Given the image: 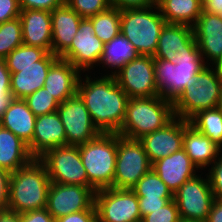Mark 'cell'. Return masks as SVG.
Instances as JSON below:
<instances>
[{
    "instance_id": "35",
    "label": "cell",
    "mask_w": 222,
    "mask_h": 222,
    "mask_svg": "<svg viewBox=\"0 0 222 222\" xmlns=\"http://www.w3.org/2000/svg\"><path fill=\"white\" fill-rule=\"evenodd\" d=\"M24 100L36 117L56 112L60 104L48 90L43 87L33 94L28 95Z\"/></svg>"
},
{
    "instance_id": "26",
    "label": "cell",
    "mask_w": 222,
    "mask_h": 222,
    "mask_svg": "<svg viewBox=\"0 0 222 222\" xmlns=\"http://www.w3.org/2000/svg\"><path fill=\"white\" fill-rule=\"evenodd\" d=\"M36 118L24 99L14 98L0 118V126L29 144L33 139Z\"/></svg>"
},
{
    "instance_id": "17",
    "label": "cell",
    "mask_w": 222,
    "mask_h": 222,
    "mask_svg": "<svg viewBox=\"0 0 222 222\" xmlns=\"http://www.w3.org/2000/svg\"><path fill=\"white\" fill-rule=\"evenodd\" d=\"M193 30L205 65L214 66L222 58V16L202 10Z\"/></svg>"
},
{
    "instance_id": "43",
    "label": "cell",
    "mask_w": 222,
    "mask_h": 222,
    "mask_svg": "<svg viewBox=\"0 0 222 222\" xmlns=\"http://www.w3.org/2000/svg\"><path fill=\"white\" fill-rule=\"evenodd\" d=\"M11 172L0 167V209H7Z\"/></svg>"
},
{
    "instance_id": "44",
    "label": "cell",
    "mask_w": 222,
    "mask_h": 222,
    "mask_svg": "<svg viewBox=\"0 0 222 222\" xmlns=\"http://www.w3.org/2000/svg\"><path fill=\"white\" fill-rule=\"evenodd\" d=\"M21 222H56L46 208L20 214Z\"/></svg>"
},
{
    "instance_id": "6",
    "label": "cell",
    "mask_w": 222,
    "mask_h": 222,
    "mask_svg": "<svg viewBox=\"0 0 222 222\" xmlns=\"http://www.w3.org/2000/svg\"><path fill=\"white\" fill-rule=\"evenodd\" d=\"M221 90L222 78L214 66L206 65L173 101L175 117L189 121L199 111L217 108Z\"/></svg>"
},
{
    "instance_id": "36",
    "label": "cell",
    "mask_w": 222,
    "mask_h": 222,
    "mask_svg": "<svg viewBox=\"0 0 222 222\" xmlns=\"http://www.w3.org/2000/svg\"><path fill=\"white\" fill-rule=\"evenodd\" d=\"M65 3L81 18H91L111 6V0H65Z\"/></svg>"
},
{
    "instance_id": "27",
    "label": "cell",
    "mask_w": 222,
    "mask_h": 222,
    "mask_svg": "<svg viewBox=\"0 0 222 222\" xmlns=\"http://www.w3.org/2000/svg\"><path fill=\"white\" fill-rule=\"evenodd\" d=\"M33 159L28 144L10 130L0 126V167L12 173Z\"/></svg>"
},
{
    "instance_id": "29",
    "label": "cell",
    "mask_w": 222,
    "mask_h": 222,
    "mask_svg": "<svg viewBox=\"0 0 222 222\" xmlns=\"http://www.w3.org/2000/svg\"><path fill=\"white\" fill-rule=\"evenodd\" d=\"M139 54L135 50L129 40L119 33L110 42L105 43L102 57L99 62L102 68H109L111 73L103 75H114L118 72L127 62L134 60ZM105 66V67H104ZM114 69V70H113Z\"/></svg>"
},
{
    "instance_id": "3",
    "label": "cell",
    "mask_w": 222,
    "mask_h": 222,
    "mask_svg": "<svg viewBox=\"0 0 222 222\" xmlns=\"http://www.w3.org/2000/svg\"><path fill=\"white\" fill-rule=\"evenodd\" d=\"M174 118L173 102L162 96L129 98L124 122L118 134L128 139L139 140L165 127Z\"/></svg>"
},
{
    "instance_id": "12",
    "label": "cell",
    "mask_w": 222,
    "mask_h": 222,
    "mask_svg": "<svg viewBox=\"0 0 222 222\" xmlns=\"http://www.w3.org/2000/svg\"><path fill=\"white\" fill-rule=\"evenodd\" d=\"M113 76L129 98L159 96L153 56L138 55L134 60L127 62Z\"/></svg>"
},
{
    "instance_id": "21",
    "label": "cell",
    "mask_w": 222,
    "mask_h": 222,
    "mask_svg": "<svg viewBox=\"0 0 222 222\" xmlns=\"http://www.w3.org/2000/svg\"><path fill=\"white\" fill-rule=\"evenodd\" d=\"M23 44L45 49L51 53L52 20L51 11L21 10Z\"/></svg>"
},
{
    "instance_id": "5",
    "label": "cell",
    "mask_w": 222,
    "mask_h": 222,
    "mask_svg": "<svg viewBox=\"0 0 222 222\" xmlns=\"http://www.w3.org/2000/svg\"><path fill=\"white\" fill-rule=\"evenodd\" d=\"M79 153L87 172L88 187L95 191L113 187L117 133H100L89 142L79 145Z\"/></svg>"
},
{
    "instance_id": "23",
    "label": "cell",
    "mask_w": 222,
    "mask_h": 222,
    "mask_svg": "<svg viewBox=\"0 0 222 222\" xmlns=\"http://www.w3.org/2000/svg\"><path fill=\"white\" fill-rule=\"evenodd\" d=\"M51 53L60 57L72 44L82 18L66 3L51 11Z\"/></svg>"
},
{
    "instance_id": "11",
    "label": "cell",
    "mask_w": 222,
    "mask_h": 222,
    "mask_svg": "<svg viewBox=\"0 0 222 222\" xmlns=\"http://www.w3.org/2000/svg\"><path fill=\"white\" fill-rule=\"evenodd\" d=\"M198 174L187 180L175 193L173 199L181 220L206 222L215 200L208 176Z\"/></svg>"
},
{
    "instance_id": "39",
    "label": "cell",
    "mask_w": 222,
    "mask_h": 222,
    "mask_svg": "<svg viewBox=\"0 0 222 222\" xmlns=\"http://www.w3.org/2000/svg\"><path fill=\"white\" fill-rule=\"evenodd\" d=\"M21 10H45L53 11L65 4V0H19Z\"/></svg>"
},
{
    "instance_id": "37",
    "label": "cell",
    "mask_w": 222,
    "mask_h": 222,
    "mask_svg": "<svg viewBox=\"0 0 222 222\" xmlns=\"http://www.w3.org/2000/svg\"><path fill=\"white\" fill-rule=\"evenodd\" d=\"M180 220L177 204L172 199L163 207L145 215L141 222H179Z\"/></svg>"
},
{
    "instance_id": "24",
    "label": "cell",
    "mask_w": 222,
    "mask_h": 222,
    "mask_svg": "<svg viewBox=\"0 0 222 222\" xmlns=\"http://www.w3.org/2000/svg\"><path fill=\"white\" fill-rule=\"evenodd\" d=\"M82 73L70 62L58 58L49 69L43 88L59 102L77 93V85Z\"/></svg>"
},
{
    "instance_id": "10",
    "label": "cell",
    "mask_w": 222,
    "mask_h": 222,
    "mask_svg": "<svg viewBox=\"0 0 222 222\" xmlns=\"http://www.w3.org/2000/svg\"><path fill=\"white\" fill-rule=\"evenodd\" d=\"M39 159L46 166L51 182L88 187L87 172L79 153V145L50 149Z\"/></svg>"
},
{
    "instance_id": "30",
    "label": "cell",
    "mask_w": 222,
    "mask_h": 222,
    "mask_svg": "<svg viewBox=\"0 0 222 222\" xmlns=\"http://www.w3.org/2000/svg\"><path fill=\"white\" fill-rule=\"evenodd\" d=\"M189 122L198 132L222 148V112L218 107L199 111Z\"/></svg>"
},
{
    "instance_id": "38",
    "label": "cell",
    "mask_w": 222,
    "mask_h": 222,
    "mask_svg": "<svg viewBox=\"0 0 222 222\" xmlns=\"http://www.w3.org/2000/svg\"><path fill=\"white\" fill-rule=\"evenodd\" d=\"M208 179L214 198L222 200V154L210 165Z\"/></svg>"
},
{
    "instance_id": "49",
    "label": "cell",
    "mask_w": 222,
    "mask_h": 222,
    "mask_svg": "<svg viewBox=\"0 0 222 222\" xmlns=\"http://www.w3.org/2000/svg\"><path fill=\"white\" fill-rule=\"evenodd\" d=\"M0 222H21L20 214L9 209L1 210Z\"/></svg>"
},
{
    "instance_id": "19",
    "label": "cell",
    "mask_w": 222,
    "mask_h": 222,
    "mask_svg": "<svg viewBox=\"0 0 222 222\" xmlns=\"http://www.w3.org/2000/svg\"><path fill=\"white\" fill-rule=\"evenodd\" d=\"M59 57L53 53H47L40 61L27 67H16V72L11 73L10 86L13 98L24 99L28 95L41 89L50 66Z\"/></svg>"
},
{
    "instance_id": "7",
    "label": "cell",
    "mask_w": 222,
    "mask_h": 222,
    "mask_svg": "<svg viewBox=\"0 0 222 222\" xmlns=\"http://www.w3.org/2000/svg\"><path fill=\"white\" fill-rule=\"evenodd\" d=\"M165 24L157 5L121 10L120 32L139 55L154 56Z\"/></svg>"
},
{
    "instance_id": "45",
    "label": "cell",
    "mask_w": 222,
    "mask_h": 222,
    "mask_svg": "<svg viewBox=\"0 0 222 222\" xmlns=\"http://www.w3.org/2000/svg\"><path fill=\"white\" fill-rule=\"evenodd\" d=\"M155 5V0H111V6L119 9L147 8Z\"/></svg>"
},
{
    "instance_id": "32",
    "label": "cell",
    "mask_w": 222,
    "mask_h": 222,
    "mask_svg": "<svg viewBox=\"0 0 222 222\" xmlns=\"http://www.w3.org/2000/svg\"><path fill=\"white\" fill-rule=\"evenodd\" d=\"M131 190L137 197H173L172 191L152 169L146 173Z\"/></svg>"
},
{
    "instance_id": "40",
    "label": "cell",
    "mask_w": 222,
    "mask_h": 222,
    "mask_svg": "<svg viewBox=\"0 0 222 222\" xmlns=\"http://www.w3.org/2000/svg\"><path fill=\"white\" fill-rule=\"evenodd\" d=\"M173 197H158V198H147V197H138L139 209L141 217L150 214L156 209L163 207L167 204Z\"/></svg>"
},
{
    "instance_id": "4",
    "label": "cell",
    "mask_w": 222,
    "mask_h": 222,
    "mask_svg": "<svg viewBox=\"0 0 222 222\" xmlns=\"http://www.w3.org/2000/svg\"><path fill=\"white\" fill-rule=\"evenodd\" d=\"M205 66L200 50L177 51L174 62L154 58L159 96L173 102Z\"/></svg>"
},
{
    "instance_id": "31",
    "label": "cell",
    "mask_w": 222,
    "mask_h": 222,
    "mask_svg": "<svg viewBox=\"0 0 222 222\" xmlns=\"http://www.w3.org/2000/svg\"><path fill=\"white\" fill-rule=\"evenodd\" d=\"M94 26V34L105 44L120 32L121 10L110 6L107 10L89 18Z\"/></svg>"
},
{
    "instance_id": "48",
    "label": "cell",
    "mask_w": 222,
    "mask_h": 222,
    "mask_svg": "<svg viewBox=\"0 0 222 222\" xmlns=\"http://www.w3.org/2000/svg\"><path fill=\"white\" fill-rule=\"evenodd\" d=\"M203 10L222 15V0H202Z\"/></svg>"
},
{
    "instance_id": "1",
    "label": "cell",
    "mask_w": 222,
    "mask_h": 222,
    "mask_svg": "<svg viewBox=\"0 0 222 222\" xmlns=\"http://www.w3.org/2000/svg\"><path fill=\"white\" fill-rule=\"evenodd\" d=\"M80 75L77 93L90 113L94 125L101 133H118L126 115L129 100L125 91L112 75L93 78Z\"/></svg>"
},
{
    "instance_id": "9",
    "label": "cell",
    "mask_w": 222,
    "mask_h": 222,
    "mask_svg": "<svg viewBox=\"0 0 222 222\" xmlns=\"http://www.w3.org/2000/svg\"><path fill=\"white\" fill-rule=\"evenodd\" d=\"M98 222H141L137 195L131 189L103 188L95 192Z\"/></svg>"
},
{
    "instance_id": "53",
    "label": "cell",
    "mask_w": 222,
    "mask_h": 222,
    "mask_svg": "<svg viewBox=\"0 0 222 222\" xmlns=\"http://www.w3.org/2000/svg\"><path fill=\"white\" fill-rule=\"evenodd\" d=\"M179 222H202V221H188V220H180Z\"/></svg>"
},
{
    "instance_id": "8",
    "label": "cell",
    "mask_w": 222,
    "mask_h": 222,
    "mask_svg": "<svg viewBox=\"0 0 222 222\" xmlns=\"http://www.w3.org/2000/svg\"><path fill=\"white\" fill-rule=\"evenodd\" d=\"M152 164L139 140L128 139L117 133V156L113 188L131 189Z\"/></svg>"
},
{
    "instance_id": "13",
    "label": "cell",
    "mask_w": 222,
    "mask_h": 222,
    "mask_svg": "<svg viewBox=\"0 0 222 222\" xmlns=\"http://www.w3.org/2000/svg\"><path fill=\"white\" fill-rule=\"evenodd\" d=\"M57 112L65 129L67 145L87 143L101 133L78 93L60 103Z\"/></svg>"
},
{
    "instance_id": "50",
    "label": "cell",
    "mask_w": 222,
    "mask_h": 222,
    "mask_svg": "<svg viewBox=\"0 0 222 222\" xmlns=\"http://www.w3.org/2000/svg\"><path fill=\"white\" fill-rule=\"evenodd\" d=\"M13 99L12 93H0V118L8 109Z\"/></svg>"
},
{
    "instance_id": "18",
    "label": "cell",
    "mask_w": 222,
    "mask_h": 222,
    "mask_svg": "<svg viewBox=\"0 0 222 222\" xmlns=\"http://www.w3.org/2000/svg\"><path fill=\"white\" fill-rule=\"evenodd\" d=\"M61 146H67V138L59 113L38 116L33 139L28 144L31 155L39 159L48 150Z\"/></svg>"
},
{
    "instance_id": "46",
    "label": "cell",
    "mask_w": 222,
    "mask_h": 222,
    "mask_svg": "<svg viewBox=\"0 0 222 222\" xmlns=\"http://www.w3.org/2000/svg\"><path fill=\"white\" fill-rule=\"evenodd\" d=\"M11 73L8 70L5 59L0 58V93H11Z\"/></svg>"
},
{
    "instance_id": "14",
    "label": "cell",
    "mask_w": 222,
    "mask_h": 222,
    "mask_svg": "<svg viewBox=\"0 0 222 222\" xmlns=\"http://www.w3.org/2000/svg\"><path fill=\"white\" fill-rule=\"evenodd\" d=\"M104 43L94 34V26L89 18H82L79 29L70 47L59 57L70 62L82 73H89L99 66Z\"/></svg>"
},
{
    "instance_id": "34",
    "label": "cell",
    "mask_w": 222,
    "mask_h": 222,
    "mask_svg": "<svg viewBox=\"0 0 222 222\" xmlns=\"http://www.w3.org/2000/svg\"><path fill=\"white\" fill-rule=\"evenodd\" d=\"M48 52L45 49L20 45L5 58V63L10 73L16 72V67H27L40 61Z\"/></svg>"
},
{
    "instance_id": "25",
    "label": "cell",
    "mask_w": 222,
    "mask_h": 222,
    "mask_svg": "<svg viewBox=\"0 0 222 222\" xmlns=\"http://www.w3.org/2000/svg\"><path fill=\"white\" fill-rule=\"evenodd\" d=\"M182 148L199 170L209 167L222 154L221 147L192 125L184 130Z\"/></svg>"
},
{
    "instance_id": "41",
    "label": "cell",
    "mask_w": 222,
    "mask_h": 222,
    "mask_svg": "<svg viewBox=\"0 0 222 222\" xmlns=\"http://www.w3.org/2000/svg\"><path fill=\"white\" fill-rule=\"evenodd\" d=\"M20 13L19 0H0V24L19 17Z\"/></svg>"
},
{
    "instance_id": "47",
    "label": "cell",
    "mask_w": 222,
    "mask_h": 222,
    "mask_svg": "<svg viewBox=\"0 0 222 222\" xmlns=\"http://www.w3.org/2000/svg\"><path fill=\"white\" fill-rule=\"evenodd\" d=\"M206 222H222V200H214Z\"/></svg>"
},
{
    "instance_id": "22",
    "label": "cell",
    "mask_w": 222,
    "mask_h": 222,
    "mask_svg": "<svg viewBox=\"0 0 222 222\" xmlns=\"http://www.w3.org/2000/svg\"><path fill=\"white\" fill-rule=\"evenodd\" d=\"M199 50L192 26L166 23L158 40L155 59H165L174 62L177 51Z\"/></svg>"
},
{
    "instance_id": "2",
    "label": "cell",
    "mask_w": 222,
    "mask_h": 222,
    "mask_svg": "<svg viewBox=\"0 0 222 222\" xmlns=\"http://www.w3.org/2000/svg\"><path fill=\"white\" fill-rule=\"evenodd\" d=\"M50 184L46 166L34 158L11 173L7 209L21 214L46 208Z\"/></svg>"
},
{
    "instance_id": "52",
    "label": "cell",
    "mask_w": 222,
    "mask_h": 222,
    "mask_svg": "<svg viewBox=\"0 0 222 222\" xmlns=\"http://www.w3.org/2000/svg\"><path fill=\"white\" fill-rule=\"evenodd\" d=\"M218 108H219V109L221 110V112H222V90H221V94H220V98H219Z\"/></svg>"
},
{
    "instance_id": "28",
    "label": "cell",
    "mask_w": 222,
    "mask_h": 222,
    "mask_svg": "<svg viewBox=\"0 0 222 222\" xmlns=\"http://www.w3.org/2000/svg\"><path fill=\"white\" fill-rule=\"evenodd\" d=\"M157 6L166 23L192 27L203 10L202 0H161Z\"/></svg>"
},
{
    "instance_id": "33",
    "label": "cell",
    "mask_w": 222,
    "mask_h": 222,
    "mask_svg": "<svg viewBox=\"0 0 222 222\" xmlns=\"http://www.w3.org/2000/svg\"><path fill=\"white\" fill-rule=\"evenodd\" d=\"M23 44L20 17L0 24V58L5 59L10 52Z\"/></svg>"
},
{
    "instance_id": "42",
    "label": "cell",
    "mask_w": 222,
    "mask_h": 222,
    "mask_svg": "<svg viewBox=\"0 0 222 222\" xmlns=\"http://www.w3.org/2000/svg\"><path fill=\"white\" fill-rule=\"evenodd\" d=\"M56 222H98L97 210H85L56 219Z\"/></svg>"
},
{
    "instance_id": "54",
    "label": "cell",
    "mask_w": 222,
    "mask_h": 222,
    "mask_svg": "<svg viewBox=\"0 0 222 222\" xmlns=\"http://www.w3.org/2000/svg\"><path fill=\"white\" fill-rule=\"evenodd\" d=\"M161 0H155V5H157Z\"/></svg>"
},
{
    "instance_id": "20",
    "label": "cell",
    "mask_w": 222,
    "mask_h": 222,
    "mask_svg": "<svg viewBox=\"0 0 222 222\" xmlns=\"http://www.w3.org/2000/svg\"><path fill=\"white\" fill-rule=\"evenodd\" d=\"M151 169L172 193H175L187 180L196 176L197 170L199 171L183 148L153 162Z\"/></svg>"
},
{
    "instance_id": "16",
    "label": "cell",
    "mask_w": 222,
    "mask_h": 222,
    "mask_svg": "<svg viewBox=\"0 0 222 222\" xmlns=\"http://www.w3.org/2000/svg\"><path fill=\"white\" fill-rule=\"evenodd\" d=\"M189 125V121L175 117L165 127L139 139L150 163L182 149L184 130Z\"/></svg>"
},
{
    "instance_id": "51",
    "label": "cell",
    "mask_w": 222,
    "mask_h": 222,
    "mask_svg": "<svg viewBox=\"0 0 222 222\" xmlns=\"http://www.w3.org/2000/svg\"><path fill=\"white\" fill-rule=\"evenodd\" d=\"M217 70V73L222 78V58L214 65Z\"/></svg>"
},
{
    "instance_id": "15",
    "label": "cell",
    "mask_w": 222,
    "mask_h": 222,
    "mask_svg": "<svg viewBox=\"0 0 222 222\" xmlns=\"http://www.w3.org/2000/svg\"><path fill=\"white\" fill-rule=\"evenodd\" d=\"M95 190L83 185H67L51 182L46 209L53 218L85 210H96Z\"/></svg>"
}]
</instances>
